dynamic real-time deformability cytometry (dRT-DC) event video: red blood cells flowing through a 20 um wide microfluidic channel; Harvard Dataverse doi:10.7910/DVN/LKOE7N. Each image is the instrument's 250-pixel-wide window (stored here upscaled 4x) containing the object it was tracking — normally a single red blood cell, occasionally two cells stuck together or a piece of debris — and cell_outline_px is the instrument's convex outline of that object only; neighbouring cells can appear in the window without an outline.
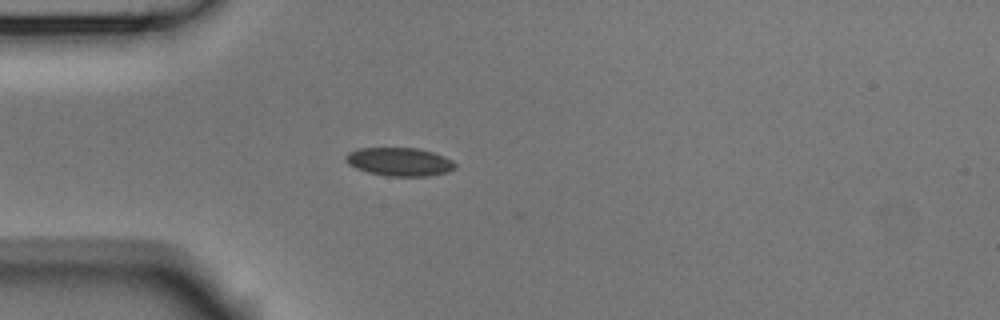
{"species": "Egyptian fruit bat (a non-hibernating species)", "species_latin": "Rousettus aegyptiacus", "temperature_condition": "room temperature", "stored_images_in_passage": 31, "camera_frame_rate_fps": 3000, "um_per_image_px": 0.085, "animal": {"sex": "male"}, "frame": {"image": 1, "passage_image": 1, "time_ms": 0.0, "image_size_px": [1000, 320], "cell_outline_px": [[456, 168], [448, 172], [428, 176], [388, 176], [368, 172], [356, 168], [348, 164], [344, 160], [344, 156], [348, 152], [360, 148], [416, 148], [432, 152], [444, 156], [452, 160], [456, 164]], "centroid_in_image_um": [33.95, 13.75], "position_along_channel_um": 51.1, "area_um2": 18.15}}
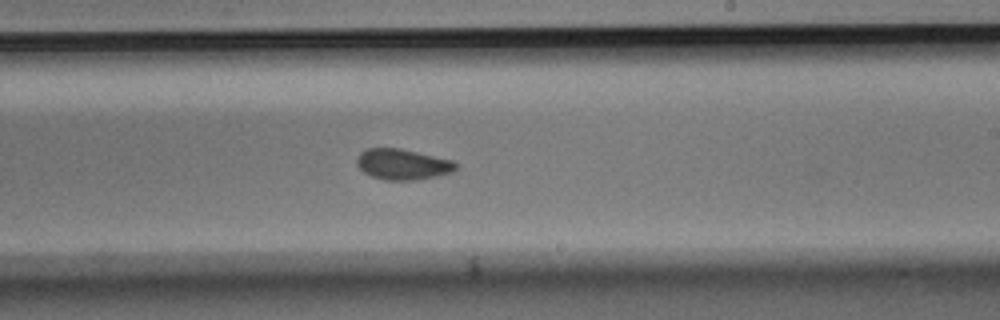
{"frame": {"image": 2, "passage_image": 18, "time_ms": 5.667, "image_size_px": [1000, 320], "cell_outline_px": [[456, 168], [452, 172], [436, 176], [416, 180], [384, 180], [372, 176], [364, 172], [356, 164], [356, 160], [360, 152], [368, 148], [400, 148], [452, 160], [456, 164]], "centroid_in_image_um": [34.2, 13.96], "position_along_channel_um": 254.8, "area_um2": 17.63}}
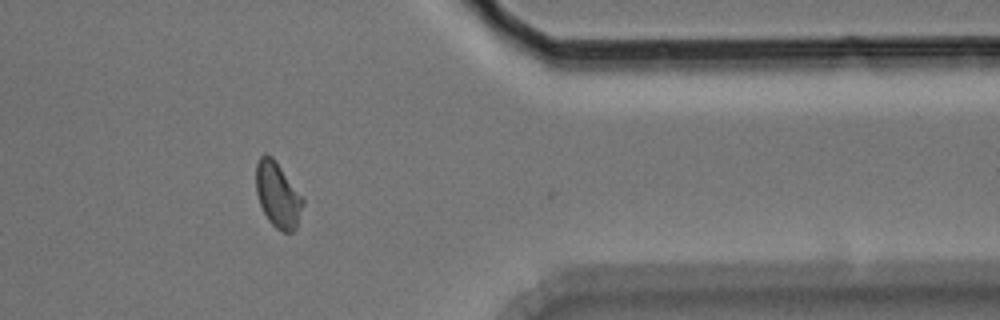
{"frame": {"image": 3, "passage_image": 30, "time_ms": 9.667, "image_size_px": [1000, 320], "cell_outline_px": [[304, 204], [296, 228], [292, 232], [284, 232], [276, 228], [268, 220], [260, 204], [256, 192], [256, 164], [260, 156], [264, 152], [268, 152], [276, 160], [304, 200]], "centroid_in_image_um": [23.6, 16.53], "position_along_channel_um": 387.8, "area_um2": 17.86}, "authors_computed_cell_mechanics": {"area_um2": 18.0336, "velocity_mm_per_s": 3.7452, "shape_relaxation_time_tau1_ms": 5.5785, "shape_relaxation_time_tau2_ms": 2.0614, "deformation_change_tau1": 0.0901, "deformation_change_tau2": 0.0535}}